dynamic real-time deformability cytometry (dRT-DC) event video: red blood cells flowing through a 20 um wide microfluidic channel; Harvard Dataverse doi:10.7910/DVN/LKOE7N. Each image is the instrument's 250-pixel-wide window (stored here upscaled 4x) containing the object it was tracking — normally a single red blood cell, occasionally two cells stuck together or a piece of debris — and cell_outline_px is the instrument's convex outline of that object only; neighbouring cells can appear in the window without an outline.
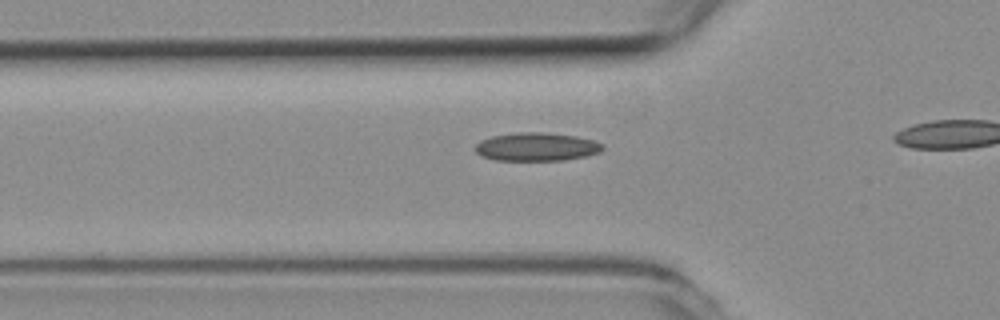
{"species": "common noctule bat (a hibernating species)", "species_latin": "Nyctalus noctula", "temperature_condition": "room temperature", "stored_images_in_passage": 8, "camera_frame_rate_fps": 3000, "um_per_image_px": 0.085, "animal": {"sex": "female", "body_mass_g": 19.3, "forearm_length_mm": 54.1}, "frame": {"image": 1, "passage_image": 3, "time_ms": 0.667, "image_size_px": [1000, 320], "cell_outline_px": [[604, 148], [600, 152], [584, 156], [564, 160], [496, 160], [480, 156], [476, 152], [476, 144], [480, 140], [492, 136], [516, 132], [544, 132], [576, 136], [592, 140], [604, 144]], "centroid_in_image_um": [45.6, 12.47], "position_along_channel_um": 80.2, "area_um2": 21.04}}
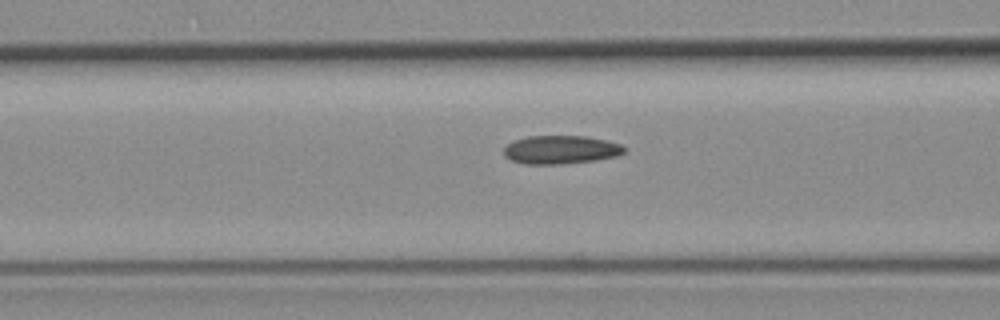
{"frame": {"image": 2, "passage_image": 6, "time_ms": 1.667, "image_size_px": [1000, 320], "cell_outline_px": [[624, 152], [616, 156], [596, 160], [564, 164], [524, 164], [512, 160], [504, 156], [504, 148], [508, 144], [516, 140], [528, 136], [584, 136], [608, 140], [620, 144], [624, 148]], "centroid_in_image_um": [47.66, 12.73], "position_along_channel_um": 118.9, "area_um2": 19.88}}